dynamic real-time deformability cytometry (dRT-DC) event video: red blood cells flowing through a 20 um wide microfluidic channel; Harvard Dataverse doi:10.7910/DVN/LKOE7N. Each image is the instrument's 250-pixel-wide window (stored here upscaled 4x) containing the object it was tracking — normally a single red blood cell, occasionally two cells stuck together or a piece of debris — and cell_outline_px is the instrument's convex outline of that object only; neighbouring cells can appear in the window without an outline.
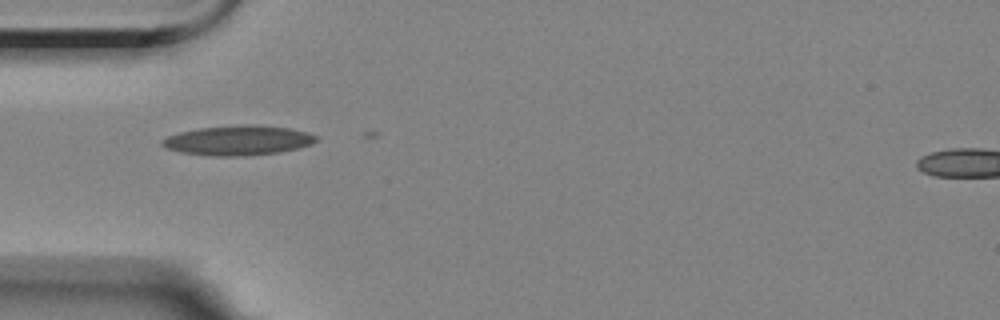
{"species": "Egyptian fruit bat (a non-hibernating species)", "species_latin": "Rousettus aegyptiacus", "temperature_condition": "room temperature", "stored_images_in_passage": 25, "camera_frame_rate_fps": 3000, "um_per_image_px": 0.085, "animal": {"sex": "female"}, "frame": {"image": 1, "passage_image": 1, "time_ms": 0.0, "image_size_px": [1000, 320], "cell_outline_px": [[320, 136], [312, 144], [300, 148], [280, 152], [248, 156], [208, 156], [180, 152], [164, 148], [160, 144], [160, 140], [168, 136], [180, 132], [200, 128], [244, 124], [252, 124], [288, 128], [308, 132]], "centroid_in_image_um": [20.24, 11.94], "position_along_channel_um": 64.8, "area_um2": 27.05}}
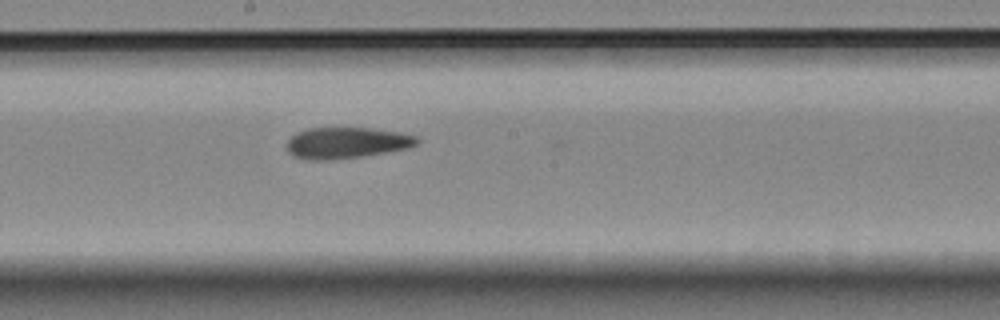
{"frame": {"image": 2, "passage_image": 14, "time_ms": 4.333, "image_size_px": [1000, 320], "cell_outline_px": [[420, 144], [408, 148], [364, 156], [328, 160], [312, 160], [292, 156], [288, 152], [288, 140], [296, 132], [308, 128], [368, 128], [400, 132], [416, 136], [420, 140]], "centroid_in_image_um": [29.48, 12.14], "position_along_channel_um": 218.7, "area_um2": 23.7}}
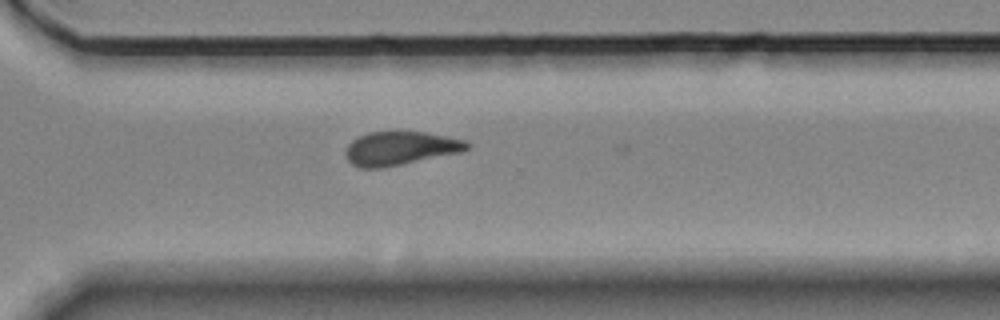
{"frame": {"image": 3, "passage_image": 24, "time_ms": 7.667, "image_size_px": [1000, 320], "cell_outline_px": [[468, 148], [460, 152], [380, 168], [360, 168], [352, 164], [348, 160], [344, 152], [348, 144], [356, 136], [368, 132], [424, 132], [464, 140], [468, 144]], "centroid_in_image_um": [33.94, 12.6], "position_along_channel_um": 336.7, "area_um2": 23.41}}